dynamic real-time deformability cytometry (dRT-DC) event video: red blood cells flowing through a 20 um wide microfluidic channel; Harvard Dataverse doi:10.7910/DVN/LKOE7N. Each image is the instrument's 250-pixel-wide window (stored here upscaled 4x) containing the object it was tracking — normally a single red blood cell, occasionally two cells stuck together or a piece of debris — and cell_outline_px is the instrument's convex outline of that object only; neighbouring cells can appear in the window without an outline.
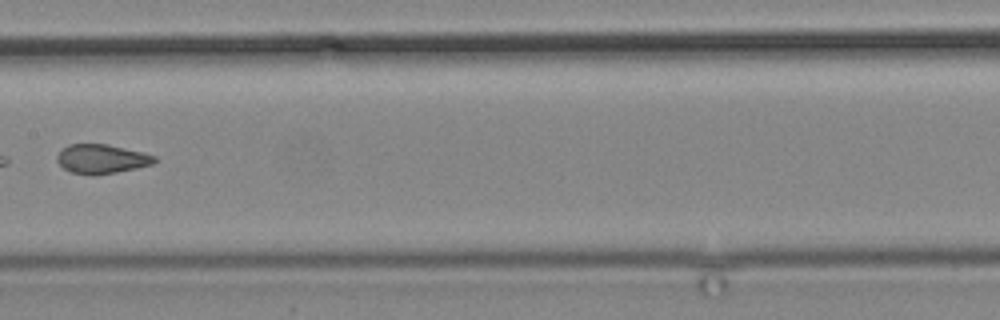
{"species": "common noctule bat (a hibernating species)", "species_latin": "Nyctalus noctula", "temperature_condition": "cold", "stored_images_in_passage": 12, "camera_frame_rate_fps": 3000, "um_per_image_px": 0.085, "animal": {"sex": "male", "body_mass_g": 19.2, "forearm_length_mm": 51.8}, "frame": {"image": 1, "passage_image": 12, "time_ms": 14.333, "image_size_px": [1000, 320], "cell_outline_px": [[156, 160], [152, 164], [136, 168], [116, 172], [92, 176], [72, 172], [64, 168], [56, 160], [56, 156], [68, 144], [108, 144], [144, 152], [156, 156]], "centroid_in_image_um": [8.65, 13.51], "position_along_channel_um": 198.8, "area_um2": 16.59}}